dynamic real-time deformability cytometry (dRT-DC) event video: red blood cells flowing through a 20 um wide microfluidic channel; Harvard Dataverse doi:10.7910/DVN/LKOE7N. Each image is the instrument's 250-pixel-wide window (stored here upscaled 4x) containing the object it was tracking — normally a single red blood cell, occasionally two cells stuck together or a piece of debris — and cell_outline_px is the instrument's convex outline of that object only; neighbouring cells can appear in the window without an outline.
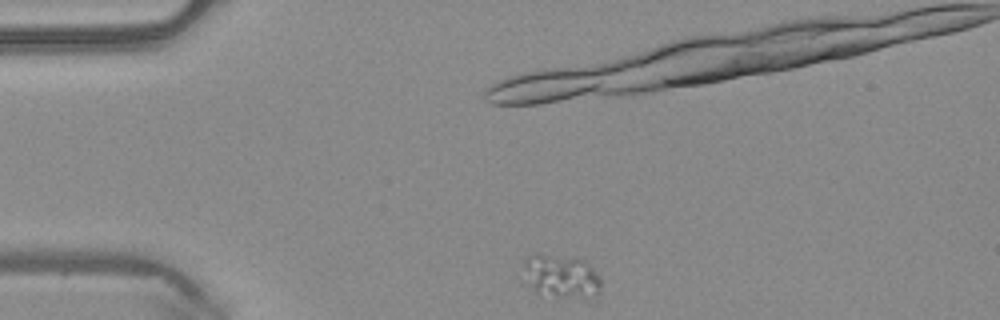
{"species": "common noctule bat (a hibernating species)", "species_latin": "Nyctalus noctula", "temperature_condition": "warm", "stored_images_in_passage": 42, "camera_frame_rate_fps": 3000, "um_per_image_px": 0.085, "animal": {"sex": "male", "body_mass_g": 20.4}, "frame": {"image": 1, "passage_image": 1, "time_ms": 0.0, "image_size_px": [1000, 320], "cell_outline_px": [[600, 292], [596, 304], [588, 304], [540, 296], [524, 284], [516, 276], [524, 260], [528, 256], [580, 256], [600, 276]], "centroid_in_image_um": [47.7, 23.66], "position_along_channel_um": 37.3, "area_um2": 22.37}}